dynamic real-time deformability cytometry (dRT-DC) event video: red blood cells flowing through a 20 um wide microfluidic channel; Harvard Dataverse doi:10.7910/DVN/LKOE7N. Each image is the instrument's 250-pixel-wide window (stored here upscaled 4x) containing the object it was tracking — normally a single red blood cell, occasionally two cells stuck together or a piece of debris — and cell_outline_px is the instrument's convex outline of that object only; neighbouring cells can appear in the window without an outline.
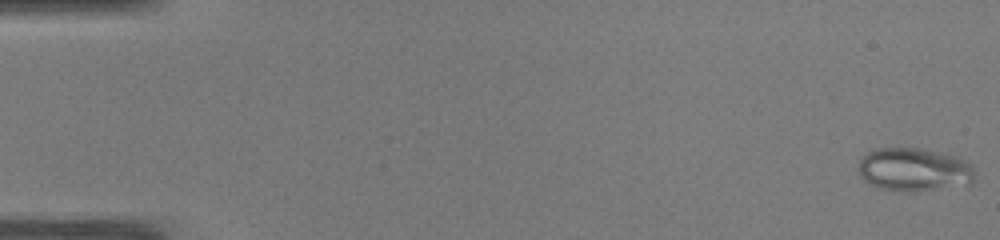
{"species": "common noctule bat (a hibernating species)", "species_latin": "Nyctalus noctula", "temperature_condition": "warm", "stored_images_in_passage": 50, "camera_frame_rate_fps": 3000, "um_per_image_px": 0.085, "animal": {"sex": "male", "body_mass_g": 19.0, "forearm_length_mm": 50.8}, "frame": {"image": 1, "passage_image": 1, "time_ms": 0.0, "image_size_px": [1000, 240], "cell_outline_px": [[972, 184], [912, 192], [908, 192], [880, 188], [864, 180], [860, 176], [860, 160], [868, 152], [876, 148], [924, 148], [956, 156], [964, 160], [972, 168]], "centroid_in_image_um": [77.69, 14.41], "position_along_channel_um": 7.3, "area_um2": 29.13}}
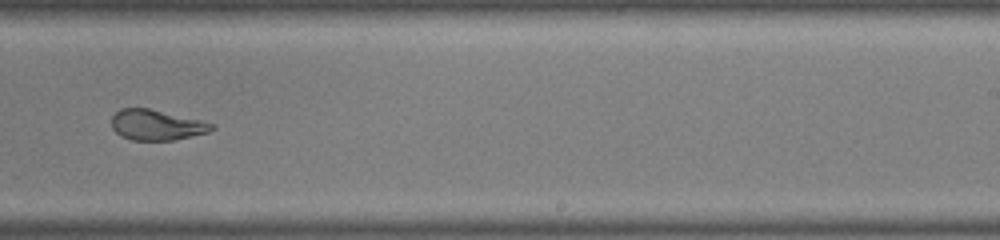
{"frame": {"image": 2, "passage_image": 32, "time_ms": 10.333, "image_size_px": [1000, 240], "cell_outline_px": [[216, 128], [208, 132], [172, 140], [132, 140], [120, 136], [112, 128], [112, 116], [120, 108], [148, 108], [204, 120], [216, 124]], "centroid_in_image_um": [13.33, 10.61], "position_along_channel_um": 275.7, "area_um2": 17.92}}
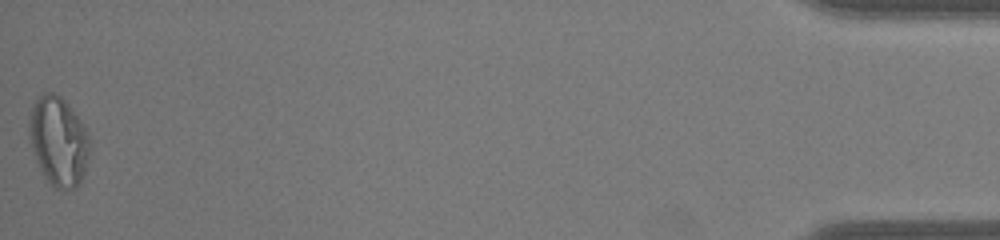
{"frame": {"image": 3, "passage_image": 50, "time_ms": 16.333, "image_size_px": [1000, 240], "cell_outline_px": [[88, 156], [84, 172], [80, 180], [72, 188], [56, 188], [44, 176], [36, 160], [28, 136], [28, 120], [32, 108], [36, 100], [44, 92], [52, 92], [60, 96], [68, 104], [84, 128], [88, 136]], "centroid_in_image_um": [4.92, 11.97], "position_along_channel_um": 430.3, "area_um2": 30.63}, "authors_computed_cell_mechanics": {"area_um2": 24.2471, "velocity_mm_per_s": 4.0964, "shape_relaxation_time_tau1_ms": null, "shape_relaxation_time_tau2_ms": 0.7891, "deformation_change_tau1": null, "deformation_change_tau2": 0.0876}}